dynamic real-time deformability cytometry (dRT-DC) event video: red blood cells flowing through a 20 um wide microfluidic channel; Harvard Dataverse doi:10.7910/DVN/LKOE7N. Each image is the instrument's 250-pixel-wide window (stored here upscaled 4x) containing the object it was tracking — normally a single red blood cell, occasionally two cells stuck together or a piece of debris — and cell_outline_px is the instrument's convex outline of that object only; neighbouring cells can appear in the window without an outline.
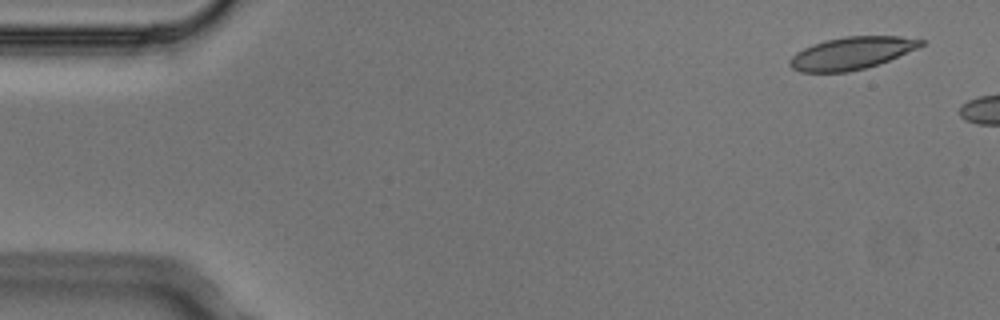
{"species": "Egyptian fruit bat (a non-hibernating species)", "species_latin": "Rousettus aegyptiacus", "temperature_condition": "cold", "stored_images_in_passage": 2, "camera_frame_rate_fps": 3000, "um_per_image_px": 0.085, "animal": {"sex": "male"}, "frame": {"image": 1, "passage_image": 1, "time_ms": 0.0, "image_size_px": [1000, 320], "cell_outline_px": [[928, 40], [924, 44], [916, 48], [888, 60], [864, 68], [848, 72], [800, 72], [792, 68], [788, 64], [788, 60], [796, 52], [812, 44], [824, 40], [844, 36], [900, 36]], "centroid_in_image_um": [72.35, 4.51], "position_along_channel_um": 12.7, "area_um2": 24.74}}